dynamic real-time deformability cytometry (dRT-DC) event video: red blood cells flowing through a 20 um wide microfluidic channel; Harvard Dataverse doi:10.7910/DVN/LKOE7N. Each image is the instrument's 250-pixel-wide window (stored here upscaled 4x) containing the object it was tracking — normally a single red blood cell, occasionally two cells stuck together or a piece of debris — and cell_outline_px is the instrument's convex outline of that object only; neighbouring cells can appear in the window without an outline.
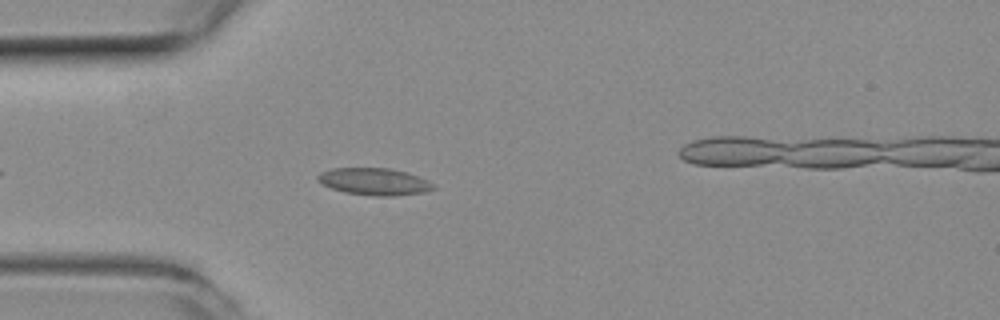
{"species": "common noctule bat (a hibernating species)", "species_latin": "Nyctalus noctula", "temperature_condition": "room temperature", "stored_images_in_passage": 43, "segment_of_instrument_passage": [1, 2], "camera_frame_rate_fps": 3000, "um_per_image_px": 0.085, "animal": {"sex": "female", "body_mass_g": 19.3, "forearm_length_mm": 54.1}, "frame": {"image": 1, "passage_image": 8, "time_ms": 2.333, "image_size_px": [1000, 320], "cell_outline_px": [[436, 188], [424, 192], [392, 196], [372, 196], [344, 192], [332, 188], [316, 180], [316, 176], [320, 172], [332, 168], [388, 168], [408, 172], [428, 180], [436, 184]], "centroid_in_image_um": [31.83, 15.43], "position_along_channel_um": 53.2, "area_um2": 18.38}}